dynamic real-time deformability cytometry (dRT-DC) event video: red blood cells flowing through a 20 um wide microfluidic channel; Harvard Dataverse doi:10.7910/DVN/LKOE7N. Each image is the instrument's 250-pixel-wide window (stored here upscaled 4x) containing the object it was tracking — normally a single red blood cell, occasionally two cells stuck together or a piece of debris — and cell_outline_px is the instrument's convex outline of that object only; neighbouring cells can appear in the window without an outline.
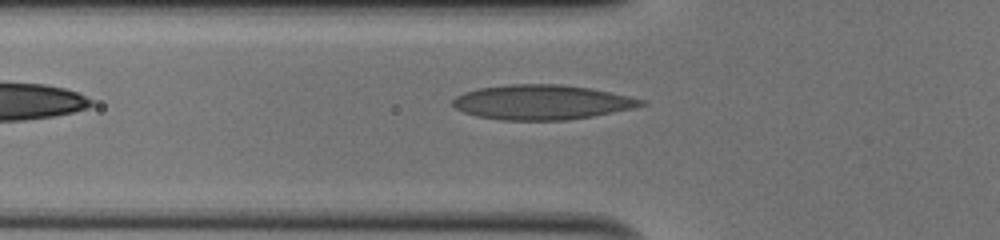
{"species": "human", "species_latin": "Homo sapiens", "temperature_condition": "cold", "stored_images_in_passage": 34, "camera_frame_rate_fps": 3000, "um_per_image_px": 0.085, "donor": {"sex": "male"}, "frame": {"image": 1, "passage_image": 2, "time_ms": 0.333, "image_size_px": [1000, 240], "cell_outline_px": [[648, 104], [636, 108], [592, 116], [564, 120], [500, 120], [476, 116], [464, 112], [456, 108], [452, 104], [452, 100], [456, 96], [464, 92], [480, 88], [508, 84], [560, 84], [588, 88], [628, 96], [644, 100]], "centroid_in_image_um": [46.05, 8.69], "position_along_channel_um": 79.8, "area_um2": 38.03}}
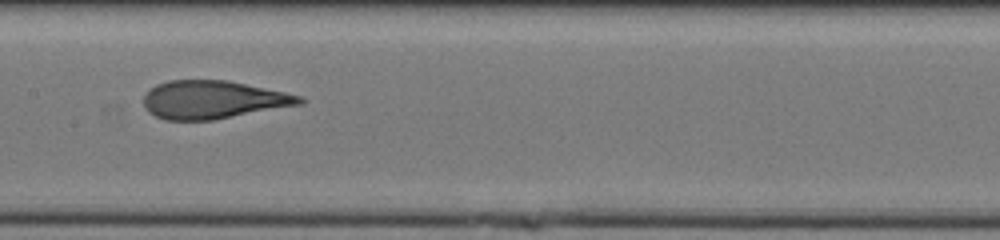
{"frame": {"image": 2, "passage_image": 10, "time_ms": 3.0, "image_size_px": [1000, 240], "cell_outline_px": [[304, 104], [212, 120], [164, 120], [148, 112], [144, 108], [144, 96], [156, 84], [168, 80], [228, 80], [284, 92], [300, 96], [304, 100]], "centroid_in_image_um": [18.1, 8.48], "position_along_channel_um": 189.3, "area_um2": 34.56}}
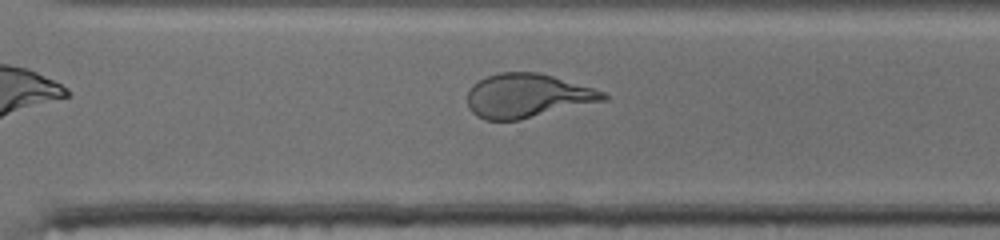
{"frame": {"image": 3, "passage_image": 20, "time_ms": 6.333, "image_size_px": [1000, 240], "cell_outline_px": [[608, 100], [520, 120], [484, 120], [476, 116], [468, 108], [468, 88], [472, 84], [488, 76], [500, 72], [536, 72], [552, 76], [592, 88], [604, 92], [608, 96]], "centroid_in_image_um": [44.8, 8.15], "position_along_channel_um": 325.8, "area_um2": 34.8}, "authors_computed_cell_mechanics": {"area_um2": 35.5181, "velocity_mm_per_s": 4.1005, "shape_relaxation_time_tau1_ms": 7.3746, "shape_relaxation_time_tau2_ms": 1.0469, "deformation_change_tau1": 0.2517, "deformation_change_tau2": 0.0801}}